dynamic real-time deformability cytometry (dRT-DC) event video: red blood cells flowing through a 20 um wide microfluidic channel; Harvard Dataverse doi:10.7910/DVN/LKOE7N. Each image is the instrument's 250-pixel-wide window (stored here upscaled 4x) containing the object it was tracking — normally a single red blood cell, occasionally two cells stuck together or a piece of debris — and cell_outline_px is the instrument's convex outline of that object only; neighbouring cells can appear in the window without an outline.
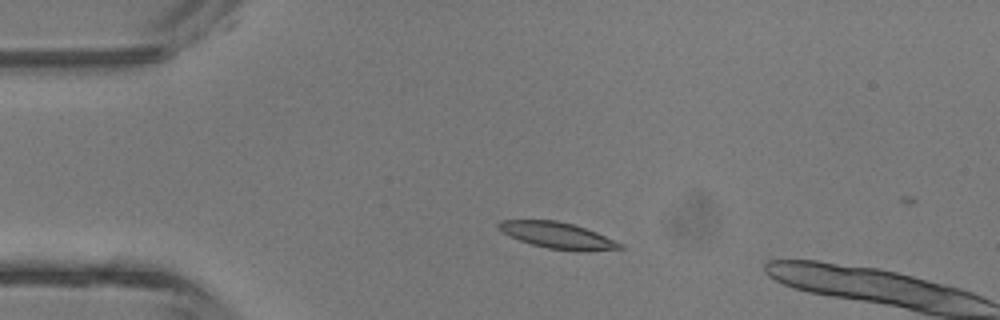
{"species": "common noctule bat (a hibernating species)", "species_latin": "Nyctalus noctula", "temperature_condition": "room temperature", "stored_images_in_passage": 3, "camera_frame_rate_fps": 3000, "um_per_image_px": 0.085, "animal": {"sex": "male", "body_mass_g": 13.3}, "frame": {"image": 1, "passage_image": 2, "time_ms": 1.0, "image_size_px": [1000, 320], "cell_outline_px": [[624, 248], [588, 252], [576, 252], [548, 248], [532, 244], [520, 240], [496, 228], [496, 224], [500, 220], [556, 220], [572, 224], [596, 232], [624, 244]], "centroid_in_image_um": [47.43, 20.02], "position_along_channel_um": 37.6, "area_um2": 18.67}}